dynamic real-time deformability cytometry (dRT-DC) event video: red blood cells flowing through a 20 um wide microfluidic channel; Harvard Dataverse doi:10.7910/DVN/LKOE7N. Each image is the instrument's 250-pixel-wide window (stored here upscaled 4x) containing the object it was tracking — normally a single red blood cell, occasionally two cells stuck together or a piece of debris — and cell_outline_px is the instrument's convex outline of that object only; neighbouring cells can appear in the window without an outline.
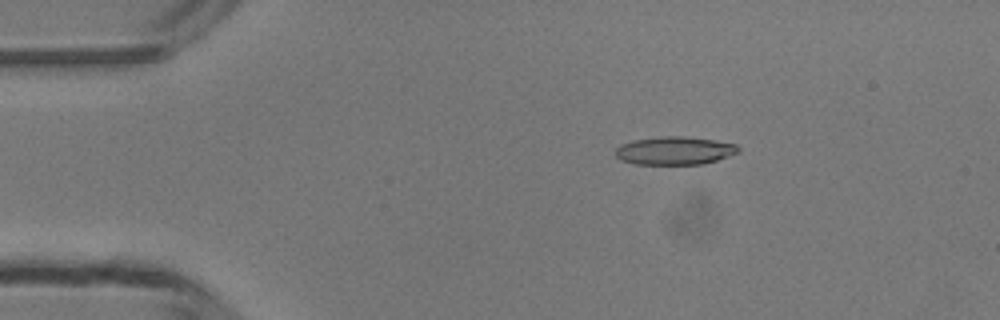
{"species": "common noctule bat (a hibernating species)", "species_latin": "Nyctalus noctula", "temperature_condition": "room temperature", "stored_images_in_passage": 49, "camera_frame_rate_fps": 3000, "um_per_image_px": 0.085, "animal": {"sex": "male", "body_mass_g": 13.3}, "frame": {"image": 1, "passage_image": 9, "time_ms": 2.667, "image_size_px": [1000, 320], "cell_outline_px": [[740, 152], [704, 164], [636, 164], [620, 160], [616, 156], [616, 148], [620, 144], [632, 140], [660, 136], [684, 136], [712, 140], [736, 144], [740, 148]], "centroid_in_image_um": [57.32, 12.8], "position_along_channel_um": 27.7, "area_um2": 20.17}}
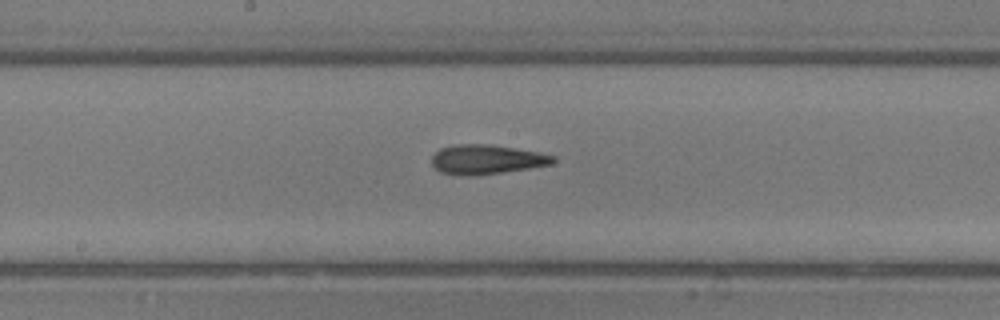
{"frame": {"image": 2, "passage_image": 26, "time_ms": 8.333, "image_size_px": [1000, 320], "cell_outline_px": [[556, 160], [552, 164], [528, 168], [500, 172], [440, 172], [432, 164], [432, 156], [440, 148], [456, 144], [488, 144], [540, 152], [556, 156]], "centroid_in_image_um": [41.43, 13.49], "position_along_channel_um": 206.8, "area_um2": 19.77}}
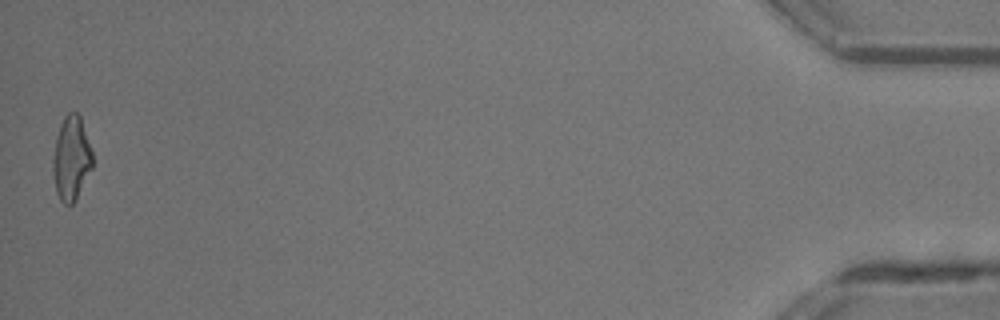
{"frame": {"image": 3, "passage_image": 49, "time_ms": 16.0, "image_size_px": [1000, 320], "cell_outline_px": [[92, 168], [76, 200], [68, 208], [60, 200], [56, 192], [52, 172], [52, 160], [56, 136], [60, 124], [64, 116], [68, 112], [76, 112], [80, 116], [92, 152]], "centroid_in_image_um": [6.04, 13.5], "position_along_channel_um": 429.2, "area_um2": 19.59}, "authors_computed_cell_mechanics": {"area_um2": 19.9988, "velocity_mm_per_s": 4.2126, "shape_relaxation_time_tau1_ms": null, "shape_relaxation_time_tau2_ms": 4.9121, "deformation_change_tau1": null, "deformation_change_tau2": 0.1892}}